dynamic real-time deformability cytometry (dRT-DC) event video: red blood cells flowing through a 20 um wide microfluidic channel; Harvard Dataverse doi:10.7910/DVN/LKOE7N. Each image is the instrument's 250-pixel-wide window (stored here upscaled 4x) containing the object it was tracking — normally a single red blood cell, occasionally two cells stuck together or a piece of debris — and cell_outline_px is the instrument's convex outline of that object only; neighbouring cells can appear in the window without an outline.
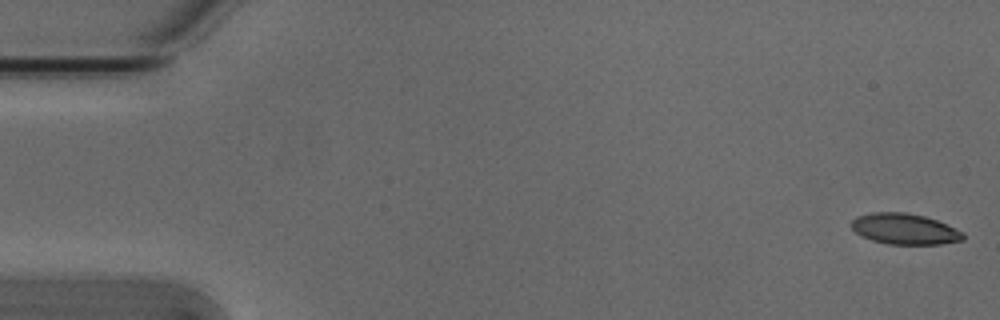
{"species": "Egyptian fruit bat (a non-hibernating species)", "species_latin": "Rousettus aegyptiacus", "temperature_condition": "cold", "stored_images_in_passage": 54, "camera_frame_rate_fps": 3000, "um_per_image_px": 0.085, "animal": {"sex": "male"}, "frame": {"image": 1, "passage_image": 1, "time_ms": 0.0, "image_size_px": [1000, 320], "cell_outline_px": [[964, 240], [940, 244], [888, 244], [872, 240], [856, 232], [852, 228], [852, 220], [856, 216], [872, 212], [908, 212], [924, 216], [936, 220], [964, 232]], "centroid_in_image_um": [76.91, 19.45], "position_along_channel_um": 8.1, "area_um2": 20.0}}
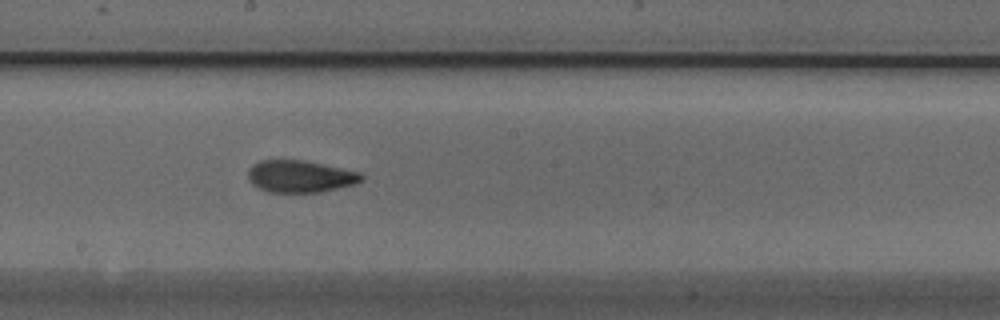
{"frame": {"image": 2, "passage_image": 29, "time_ms": 9.333, "image_size_px": [1000, 320], "cell_outline_px": [[364, 180], [356, 184], [320, 192], [268, 192], [252, 184], [248, 176], [248, 168], [252, 164], [260, 160], [304, 160], [360, 172], [364, 176]], "centroid_in_image_um": [25.52, 14.99], "position_along_channel_um": 222.7, "area_um2": 21.27}}
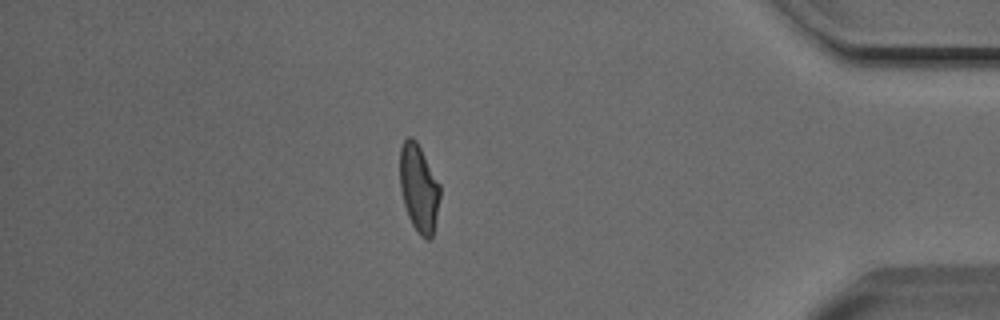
{"frame": {"image": 3, "passage_image": 46, "time_ms": 15.0, "image_size_px": [1000, 320], "cell_outline_px": [[440, 196], [432, 236], [428, 240], [424, 240], [420, 236], [412, 224], [408, 216], [404, 204], [400, 188], [400, 148], [404, 140], [408, 136], [412, 136], [416, 140], [440, 184]], "centroid_in_image_um": [35.59, 15.98], "position_along_channel_um": 399.6, "area_um2": 20.4}}